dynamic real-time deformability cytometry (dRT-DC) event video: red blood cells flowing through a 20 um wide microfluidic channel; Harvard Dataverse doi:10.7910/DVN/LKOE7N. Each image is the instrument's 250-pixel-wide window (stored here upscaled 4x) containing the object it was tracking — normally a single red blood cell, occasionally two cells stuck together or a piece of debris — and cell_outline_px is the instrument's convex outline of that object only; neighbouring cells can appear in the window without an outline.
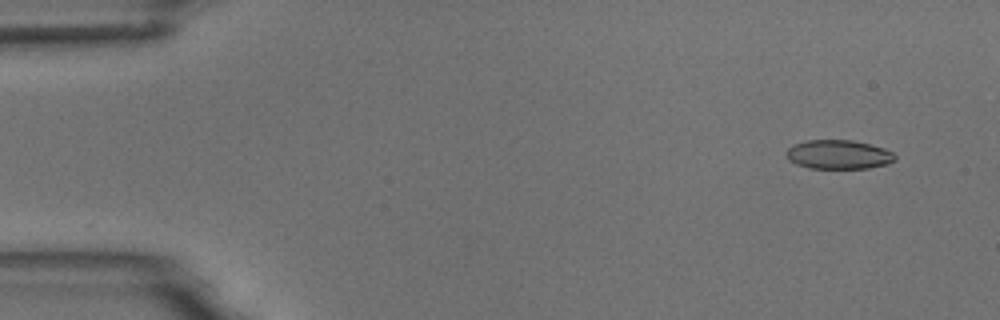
{"species": "common noctule bat (a hibernating species)", "species_latin": "Nyctalus noctula", "temperature_condition": "room temperature", "stored_images_in_passage": 54, "camera_frame_rate_fps": 3000, "um_per_image_px": 0.085, "animal": {"sex": "male", "body_mass_g": 18.8}, "frame": {"image": 1, "passage_image": 4, "time_ms": 1.0, "image_size_px": [1000, 320], "cell_outline_px": [[896, 160], [888, 164], [868, 168], [808, 168], [796, 164], [788, 160], [784, 152], [792, 144], [804, 140], [852, 140], [884, 148], [892, 152], [896, 156]], "centroid_in_image_um": [71.23, 13.13], "position_along_channel_um": 13.8, "area_um2": 18.61}}
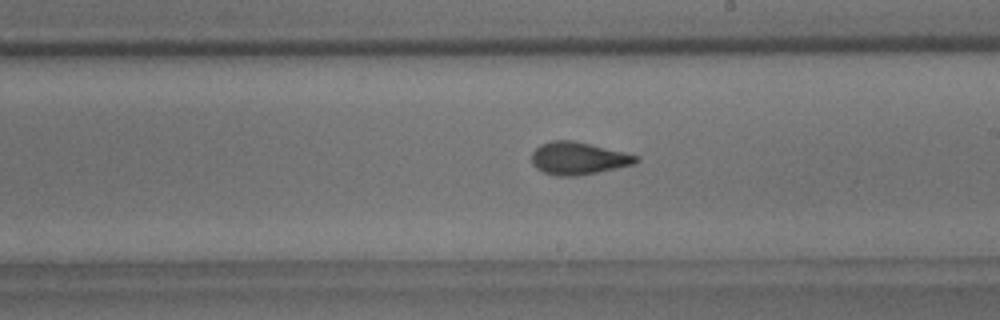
{"frame": {"image": 2, "passage_image": 31, "time_ms": 10.0, "image_size_px": [1000, 320], "cell_outline_px": [[640, 160], [632, 164], [596, 172], [576, 176], [556, 176], [544, 172], [536, 168], [532, 164], [532, 152], [540, 144], [552, 140], [572, 140], [624, 152], [636, 156]], "centroid_in_image_um": [49.09, 13.45], "position_along_channel_um": 239.9, "area_um2": 19.48}}
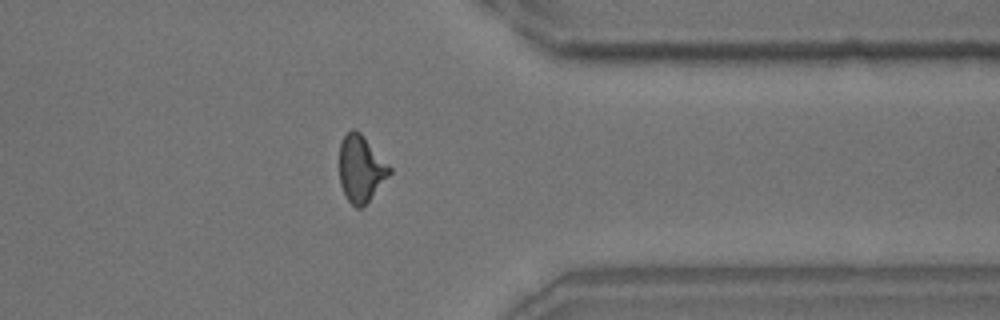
{"frame": {"image": 3, "passage_image": 43, "time_ms": 14.0, "image_size_px": [1000, 320], "cell_outline_px": [[392, 172], [368, 200], [360, 208], [356, 208], [348, 200], [340, 184], [340, 144], [344, 136], [352, 128], [356, 128], [360, 132], [392, 168]], "centroid_in_image_um": [30.67, 14.31], "position_along_channel_um": 380.7, "area_um2": 19.13}, "authors_computed_cell_mechanics": {"area_um2": 19.2474, "velocity_mm_per_s": 3.7434, "shape_relaxation_time_tau1_ms": 7.2667, "shape_relaxation_time_tau2_ms": 1.6059, "deformation_change_tau1": 0.1866, "deformation_change_tau2": 0.082}}